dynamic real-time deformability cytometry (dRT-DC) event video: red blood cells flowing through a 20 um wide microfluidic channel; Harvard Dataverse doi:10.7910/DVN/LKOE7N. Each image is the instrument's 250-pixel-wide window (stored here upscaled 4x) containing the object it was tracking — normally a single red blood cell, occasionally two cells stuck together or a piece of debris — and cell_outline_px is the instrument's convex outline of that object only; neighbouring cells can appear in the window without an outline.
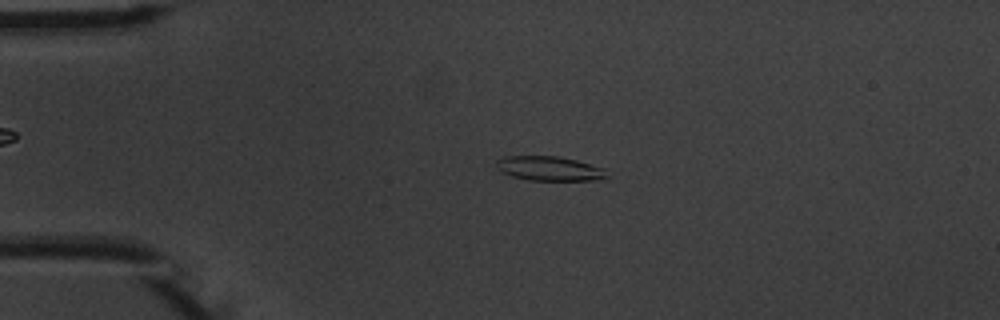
{"species": "common noctule bat (a hibernating species)", "species_latin": "Nyctalus noctula", "temperature_condition": "warm", "stored_images_in_passage": 4, "camera_frame_rate_fps": 3000, "um_per_image_px": 0.085, "animal": {"sex": "male", "body_mass_g": 20.1, "forearm_length_mm": 53.5}, "frame": {"image": 1, "passage_image": 3, "time_ms": 2.333, "image_size_px": [1000, 320], "cell_outline_px": [[608, 180], [528, 180], [512, 176], [496, 168], [496, 160], [504, 156], [560, 156], [576, 160], [604, 168], [608, 176]], "centroid_in_image_um": [46.73, 14.32], "position_along_channel_um": 38.3, "area_um2": 15.84}}